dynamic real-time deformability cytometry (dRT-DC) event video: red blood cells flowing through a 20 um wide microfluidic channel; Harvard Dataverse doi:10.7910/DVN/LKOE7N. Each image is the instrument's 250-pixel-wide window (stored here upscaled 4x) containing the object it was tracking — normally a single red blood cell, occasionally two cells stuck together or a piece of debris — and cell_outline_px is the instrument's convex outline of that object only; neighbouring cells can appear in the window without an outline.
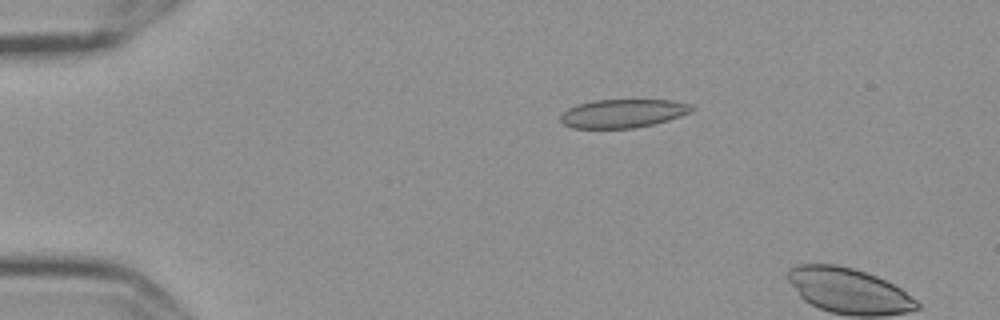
{"species": "Egyptian fruit bat (a non-hibernating species)", "species_latin": "Rousettus aegyptiacus", "temperature_condition": "cold", "stored_images_in_passage": 13, "camera_frame_rate_fps": 3000, "um_per_image_px": 0.085, "frame": {"image": 1, "passage_image": 11, "time_ms": 3.333, "image_size_px": [1000, 320], "cell_outline_px": [[692, 108], [688, 112], [680, 116], [668, 120], [652, 124], [632, 128], [572, 128], [564, 124], [560, 120], [560, 116], [568, 108], [576, 104], [592, 100], [672, 100], [688, 104]], "centroid_in_image_um": [52.87, 9.64], "position_along_channel_um": 32.1, "area_um2": 21.56}}